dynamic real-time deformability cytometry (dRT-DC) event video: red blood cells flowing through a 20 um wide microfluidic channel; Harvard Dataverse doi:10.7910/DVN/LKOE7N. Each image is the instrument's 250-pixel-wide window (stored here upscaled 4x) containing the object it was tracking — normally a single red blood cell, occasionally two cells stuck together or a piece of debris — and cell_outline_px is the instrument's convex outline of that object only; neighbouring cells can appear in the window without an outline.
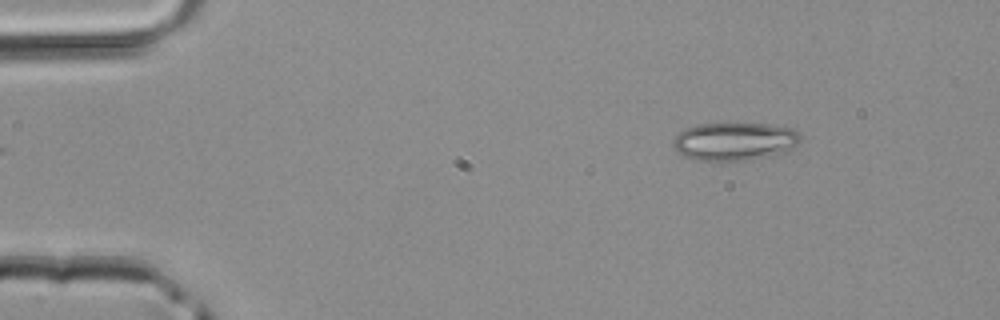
{"species": "common noctule bat (a hibernating species)", "species_latin": "Nyctalus noctula", "temperature_condition": "room temperature", "stored_images_in_passage": 2, "camera_frame_rate_fps": 3000, "um_per_image_px": 0.085, "animal": {"sex": "male", "body_mass_g": 20.4}, "frame": {"image": 1, "passage_image": 1, "time_ms": 0.0, "image_size_px": [1000, 320], "cell_outline_px": [[800, 140], [788, 152], [768, 156], [744, 160], [696, 160], [684, 156], [672, 144], [672, 140], [684, 128], [696, 124], [768, 124], [792, 128], [800, 136]], "centroid_in_image_um": [62.43, 12.01], "position_along_channel_um": 22.6, "area_um2": 27.98}}